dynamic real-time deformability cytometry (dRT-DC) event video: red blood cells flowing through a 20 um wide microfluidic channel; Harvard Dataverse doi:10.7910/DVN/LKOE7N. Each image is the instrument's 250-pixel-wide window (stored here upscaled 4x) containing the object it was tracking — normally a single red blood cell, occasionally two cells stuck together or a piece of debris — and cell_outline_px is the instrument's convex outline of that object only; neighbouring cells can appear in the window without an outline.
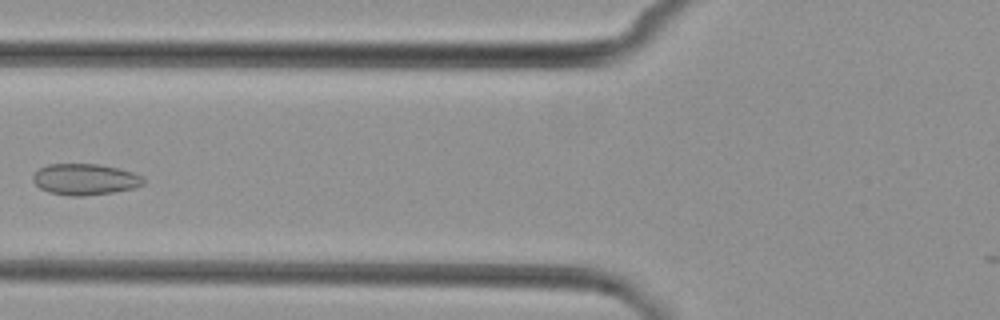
{"species": "common noctule bat (a hibernating species)", "species_latin": "Nyctalus noctula", "temperature_condition": "cold", "stored_images_in_passage": 6, "camera_frame_rate_fps": 3000, "um_per_image_px": 0.085, "animal": {"sex": "female", "body_mass_g": 29.2, "forearm_length_mm": 56.3}, "frame": {"image": 1, "passage_image": 5, "time_ms": 6.333, "image_size_px": [1000, 320], "cell_outline_px": [[144, 184], [136, 188], [112, 192], [84, 196], [68, 196], [48, 192], [40, 188], [32, 180], [32, 176], [40, 168], [48, 164], [100, 164], [132, 172], [144, 176]], "centroid_in_image_um": [7.23, 15.25], "position_along_channel_um": 118.6, "area_um2": 20.17}}
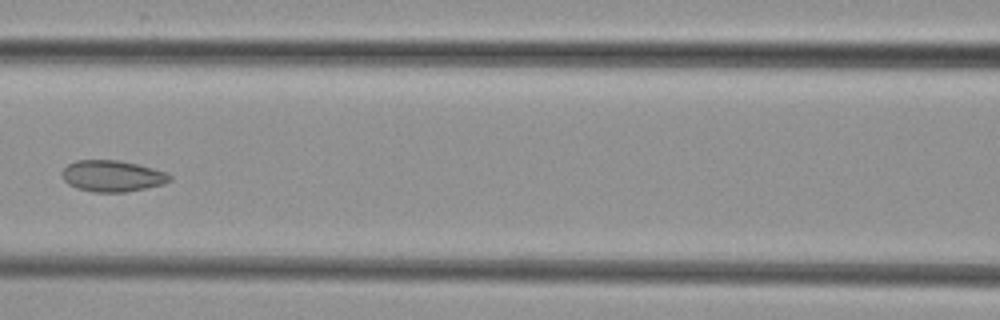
{"frame": {"image": 2, "passage_image": 6, "time_ms": 7.333, "image_size_px": [1000, 320], "cell_outline_px": [[172, 180], [164, 184], [124, 192], [92, 192], [76, 188], [68, 184], [64, 180], [60, 172], [68, 164], [76, 160], [116, 160], [136, 164], [168, 172], [172, 176]], "centroid_in_image_um": [9.54, 14.96], "position_along_channel_um": 157.1, "area_um2": 19.71}}